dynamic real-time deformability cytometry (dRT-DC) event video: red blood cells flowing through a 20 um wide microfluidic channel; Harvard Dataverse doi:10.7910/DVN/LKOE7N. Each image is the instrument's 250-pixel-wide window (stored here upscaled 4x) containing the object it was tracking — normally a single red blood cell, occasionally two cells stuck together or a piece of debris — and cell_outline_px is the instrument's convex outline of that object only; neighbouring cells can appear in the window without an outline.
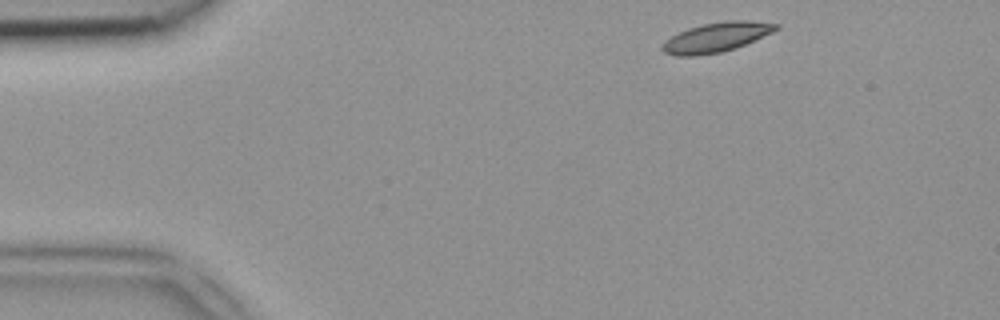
{"species": "common noctule bat (a hibernating species)", "species_latin": "Nyctalus noctula", "temperature_condition": "room temperature", "stored_images_in_passage": 42, "camera_frame_rate_fps": 3000, "um_per_image_px": 0.085, "animal": {"sex": "female", "body_mass_g": 18.4}, "frame": {"image": 1, "passage_image": 1, "time_ms": 0.0, "image_size_px": [1000, 320], "cell_outline_px": [[780, 28], [772, 32], [744, 44], [720, 52], [696, 56], [676, 56], [664, 52], [660, 48], [664, 40], [688, 28], [704, 24], [728, 20], [748, 20], [780, 24]], "centroid_in_image_um": [60.86, 3.16], "position_along_channel_um": 24.1, "area_um2": 19.36}}
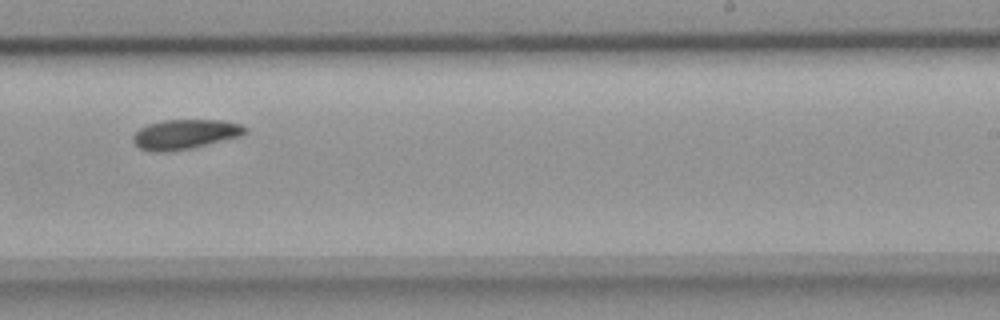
{"frame": {"image": 2, "passage_image": 24, "time_ms": 7.667, "image_size_px": [1000, 320], "cell_outline_px": [[248, 132], [244, 136], [192, 148], [168, 152], [152, 152], [140, 148], [132, 140], [132, 136], [140, 128], [148, 124], [164, 120], [220, 120], [240, 124], [248, 128]], "centroid_in_image_um": [15.77, 11.42], "position_along_channel_um": 273.2, "area_um2": 19.65}}
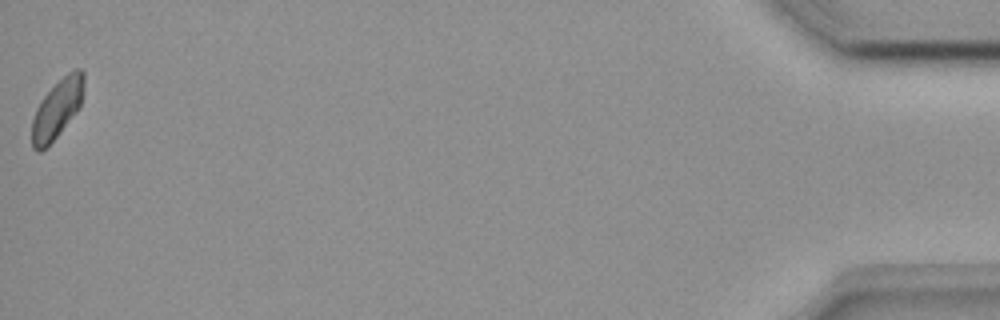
{"frame": {"image": 3, "passage_image": 42, "time_ms": 13.667, "image_size_px": [1000, 320], "cell_outline_px": [[84, 92], [80, 104], [76, 112], [56, 136], [40, 152], [36, 152], [32, 148], [32, 120], [36, 108], [40, 100], [68, 72], [76, 68], [80, 68], [84, 72]], "centroid_in_image_um": [4.86, 9.23], "position_along_channel_um": 430.3, "area_um2": 17.51}}